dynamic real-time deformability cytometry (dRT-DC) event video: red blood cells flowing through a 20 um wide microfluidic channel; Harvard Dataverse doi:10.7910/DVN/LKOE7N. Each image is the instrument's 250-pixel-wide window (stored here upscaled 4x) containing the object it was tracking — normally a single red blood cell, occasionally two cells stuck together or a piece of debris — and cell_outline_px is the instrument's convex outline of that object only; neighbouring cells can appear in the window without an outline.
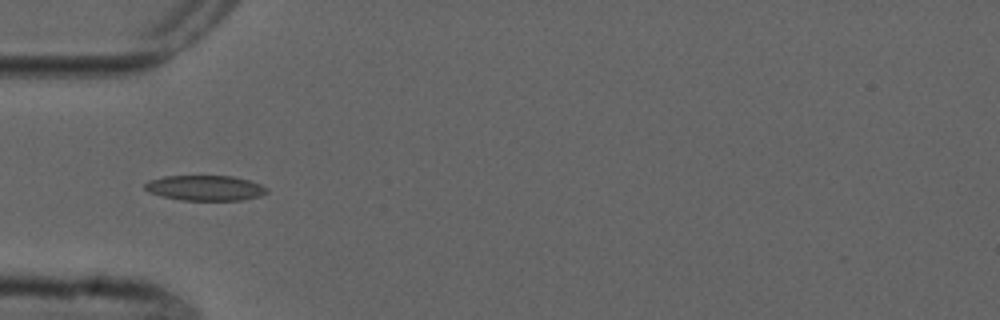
{"species": "common noctule bat (a hibernating species)", "species_latin": "Nyctalus noctula", "temperature_condition": "cold", "stored_images_in_passage": 4, "camera_frame_rate_fps": 3000, "um_per_image_px": 0.085, "animal": {"sex": "male", "forearm_length_mm": 52.5}, "frame": {"image": 1, "passage_image": 2, "time_ms": 1.667, "image_size_px": [1000, 320], "cell_outline_px": [[268, 192], [260, 196], [240, 200], [180, 200], [160, 196], [148, 192], [144, 188], [144, 184], [148, 180], [164, 176], [232, 176], [248, 180], [260, 184], [268, 188]], "centroid_in_image_um": [17.4, 15.98], "position_along_channel_um": 67.6, "area_um2": 18.03}}
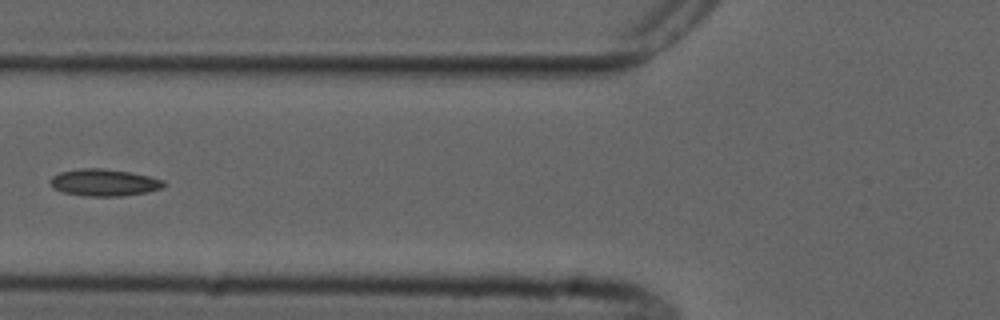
{"frame": {"image": 2, "passage_image": 3, "time_ms": 3.0, "image_size_px": [1000, 320], "cell_outline_px": [[168, 184], [164, 188], [148, 192], [120, 196], [84, 196], [64, 192], [52, 188], [48, 180], [52, 176], [60, 172], [80, 168], [100, 168], [128, 172], [148, 176], [164, 180]], "centroid_in_image_um": [8.85, 15.52], "position_along_channel_um": 116.9, "area_um2": 17.98}}
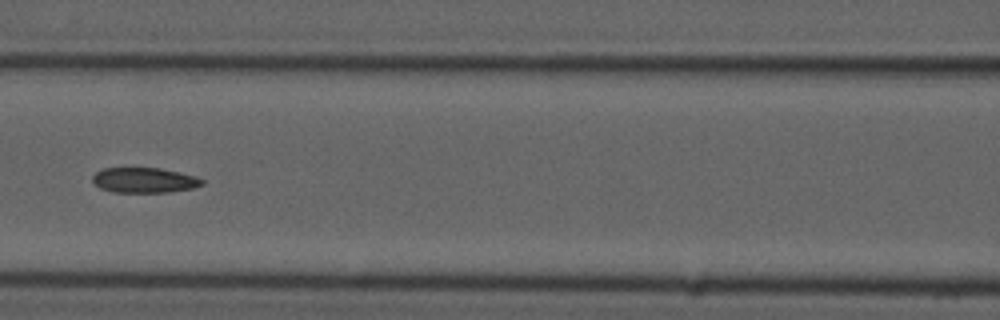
{"frame": {"image": 3, "passage_image": 4, "time_ms": 4.0, "image_size_px": [1000, 320], "cell_outline_px": [[204, 184], [192, 188], [168, 192], [112, 192], [100, 188], [92, 180], [92, 176], [96, 172], [104, 168], [160, 168], [180, 172], [196, 176], [204, 180]], "centroid_in_image_um": [12.28, 15.31], "position_along_channel_um": 154.3, "area_um2": 16.07}}